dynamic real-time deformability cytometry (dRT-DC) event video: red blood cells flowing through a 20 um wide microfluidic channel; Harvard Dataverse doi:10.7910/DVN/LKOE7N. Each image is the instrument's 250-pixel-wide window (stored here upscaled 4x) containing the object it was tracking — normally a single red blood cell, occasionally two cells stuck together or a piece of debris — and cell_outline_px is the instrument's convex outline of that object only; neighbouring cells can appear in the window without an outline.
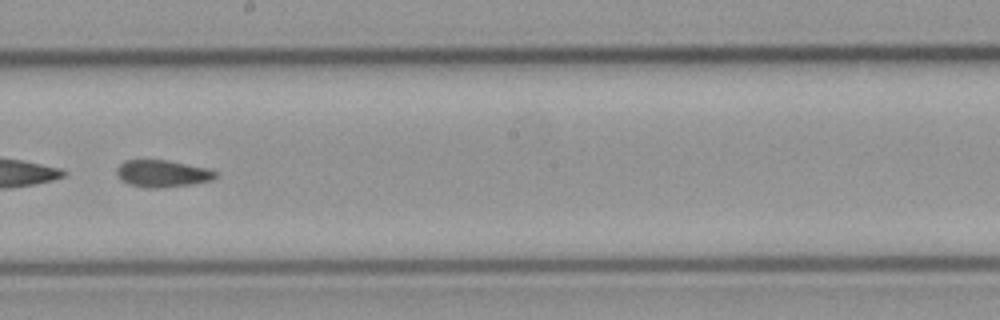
{"species": "common noctule bat (a hibernating species)", "species_latin": "Nyctalus noctula", "temperature_condition": "cold", "stored_images_in_passage": 35, "camera_frame_rate_fps": 3000, "um_per_image_px": 0.085, "animal": {"sex": "male", "body_mass_g": 23.1, "forearm_length_mm": 52.7}, "frame": {"image": 1, "passage_image": 20, "time_ms": 6.333, "image_size_px": [1000, 320], "cell_outline_px": [[216, 176], [212, 180], [192, 184], [160, 188], [144, 188], [128, 184], [116, 172], [116, 168], [124, 160], [168, 160], [208, 168], [216, 172]], "centroid_in_image_um": [13.81, 14.75], "position_along_channel_um": 234.4, "area_um2": 15.55}, "authors_computed_cell_mechanics": {"area_um2": 16.0106, "velocity_mm_per_s": 3.7726, "shape_relaxation_time_tau1_ms": null, "shape_relaxation_time_tau2_ms": 4.2992, "deformation_change_tau1": null, "deformation_change_tau2": 0.0959}}